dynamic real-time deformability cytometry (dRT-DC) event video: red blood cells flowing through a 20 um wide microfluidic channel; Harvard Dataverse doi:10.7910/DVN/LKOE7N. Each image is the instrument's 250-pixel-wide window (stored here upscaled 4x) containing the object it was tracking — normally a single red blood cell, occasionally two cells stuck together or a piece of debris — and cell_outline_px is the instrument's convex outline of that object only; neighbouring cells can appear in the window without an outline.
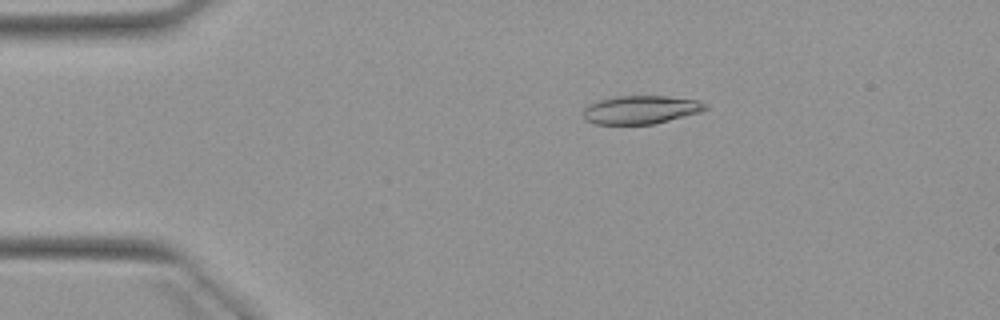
{"species": "Egyptian fruit bat (a non-hibernating species)", "species_latin": "Rousettus aegyptiacus", "temperature_condition": "warm", "stored_images_in_passage": 5, "camera_frame_rate_fps": 3000, "um_per_image_px": 0.085, "animal": {"sex": "female"}, "frame": {"image": 1, "passage_image": 5, "time_ms": 6.0, "image_size_px": [1000, 320], "cell_outline_px": [[708, 108], [700, 112], [652, 124], [596, 124], [584, 120], [584, 108], [588, 104], [596, 100], [616, 96], [668, 96], [696, 100], [708, 104]], "centroid_in_image_um": [54.43, 9.32], "position_along_channel_um": 30.6, "area_um2": 20.17}}